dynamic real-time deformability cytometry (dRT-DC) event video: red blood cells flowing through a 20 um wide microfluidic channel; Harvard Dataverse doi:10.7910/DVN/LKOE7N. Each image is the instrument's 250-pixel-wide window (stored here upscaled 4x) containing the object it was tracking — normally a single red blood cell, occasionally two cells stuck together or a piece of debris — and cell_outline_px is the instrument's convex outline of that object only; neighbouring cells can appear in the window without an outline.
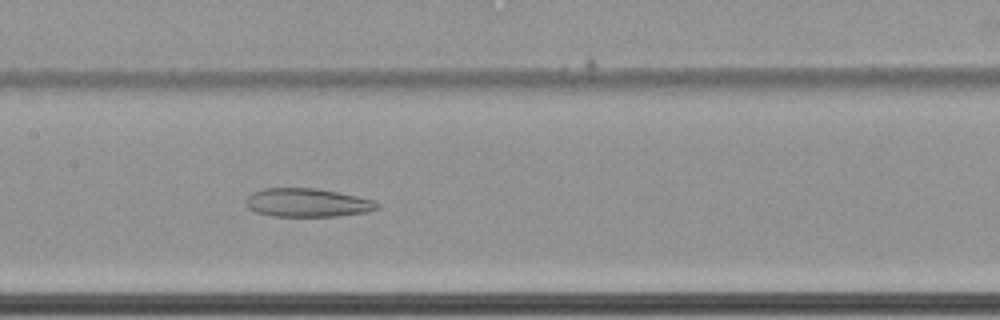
{"species": "common noctule bat (a hibernating species)", "species_latin": "Nyctalus noctula", "temperature_condition": "cold", "stored_images_in_passage": 65, "camera_frame_rate_fps": 3000, "um_per_image_px": 0.085, "animal": {"sex": "female", "body_mass_g": 22.7, "forearm_length_mm": 54.2}, "frame": {"image": 1, "passage_image": 36, "time_ms": 11.667, "image_size_px": [1000, 320], "cell_outline_px": [[380, 208], [368, 212], [336, 216], [272, 216], [256, 212], [248, 208], [248, 196], [252, 192], [260, 188], [316, 188], [360, 196], [376, 200], [380, 204]], "centroid_in_image_um": [26.19, 17.22], "position_along_channel_um": 181.2, "area_um2": 22.02}}
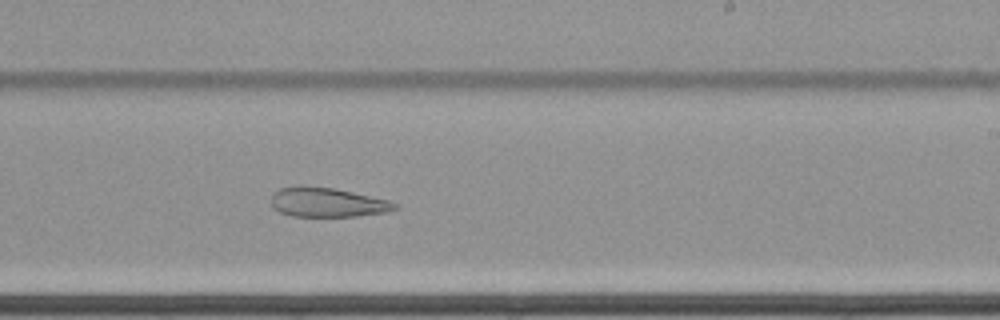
{"frame": {"image": 2, "passage_image": 43, "time_ms": 14.0, "image_size_px": [1000, 320], "cell_outline_px": [[400, 208], [388, 212], [356, 216], [292, 216], [280, 212], [272, 208], [272, 196], [280, 188], [296, 184], [304, 184], [336, 188], [388, 200], [400, 204]], "centroid_in_image_um": [27.84, 17.18], "position_along_channel_um": 261.2, "area_um2": 21.62}}
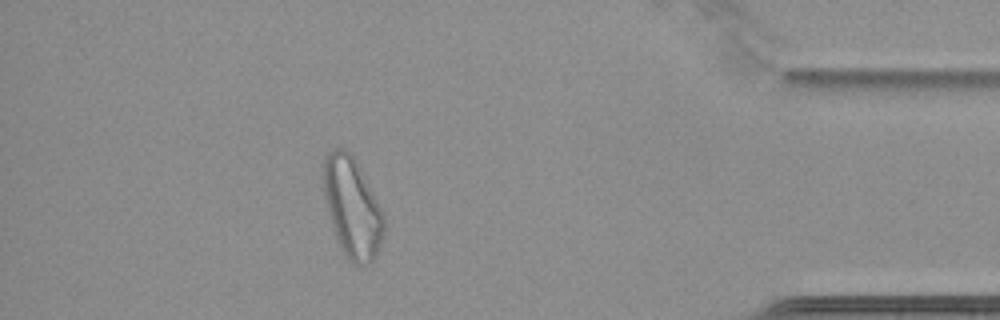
{"frame": {"image": 3, "passage_image": 59, "time_ms": 19.333, "image_size_px": [1000, 320], "cell_outline_px": [[384, 232], [376, 256], [368, 264], [352, 264], [348, 260], [340, 248], [336, 240], [332, 228], [324, 196], [320, 176], [324, 156], [332, 148], [344, 148], [356, 160], [384, 216]], "centroid_in_image_um": [29.88, 17.62], "position_along_channel_um": 405.3, "area_um2": 35.55}}